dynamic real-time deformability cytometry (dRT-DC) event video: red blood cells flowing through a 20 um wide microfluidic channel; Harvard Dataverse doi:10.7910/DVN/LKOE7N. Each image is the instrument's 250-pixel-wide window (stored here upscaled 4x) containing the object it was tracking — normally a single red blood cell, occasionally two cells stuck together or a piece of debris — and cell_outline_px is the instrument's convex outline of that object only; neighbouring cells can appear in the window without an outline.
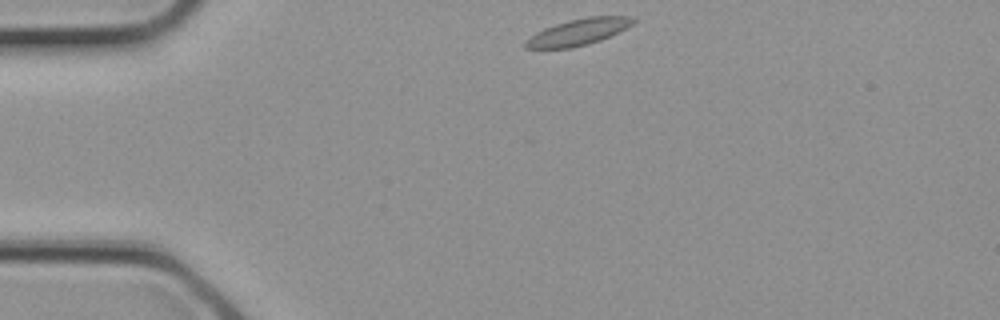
{"species": "common noctule bat (a hibernating species)", "species_latin": "Nyctalus noctula", "temperature_condition": "cold", "stored_images_in_passage": 1, "camera_frame_rate_fps": 3000, "um_per_image_px": 0.085, "animal": {"sex": "female", "body_mass_g": 21.9}, "frame": {"image": 1, "passage_image": 1, "time_ms": 0.0, "image_size_px": [1000, 320], "cell_outline_px": [[636, 20], [632, 24], [600, 40], [588, 44], [572, 48], [524, 48], [524, 40], [536, 32], [544, 28], [568, 20], [588, 16], [636, 16]], "centroid_in_image_um": [49.12, 2.71], "position_along_channel_um": 35.9, "area_um2": 16.47}}